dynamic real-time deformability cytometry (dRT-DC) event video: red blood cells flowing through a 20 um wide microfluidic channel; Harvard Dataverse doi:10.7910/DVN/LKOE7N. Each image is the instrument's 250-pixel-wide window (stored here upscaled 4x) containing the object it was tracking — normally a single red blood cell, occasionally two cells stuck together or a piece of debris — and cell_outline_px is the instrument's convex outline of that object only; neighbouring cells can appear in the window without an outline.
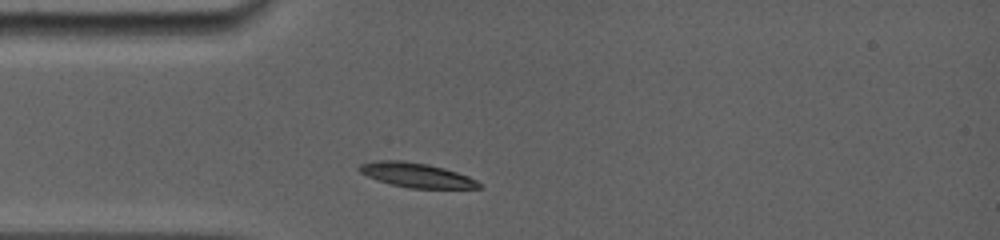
{"species": "common noctule bat (a hibernating species)", "species_latin": "Nyctalus noctula", "temperature_condition": "room temperature", "stored_images_in_passage": 1, "camera_frame_rate_fps": 5000, "um_per_image_px": 0.085, "animal": {"sex": "female", "body_mass_g": 19.0, "forearm_length_mm": 56.7}, "frame": {"image": 1, "passage_image": 1, "time_ms": 0.0, "image_size_px": [1000, 240], "cell_outline_px": [[484, 188], [408, 188], [376, 180], [360, 172], [356, 168], [360, 164], [376, 160], [404, 160], [428, 164], [444, 168], [468, 176], [484, 184]], "centroid_in_image_um": [35.4, 14.88], "position_along_channel_um": 49.6, "area_um2": 17.22}}